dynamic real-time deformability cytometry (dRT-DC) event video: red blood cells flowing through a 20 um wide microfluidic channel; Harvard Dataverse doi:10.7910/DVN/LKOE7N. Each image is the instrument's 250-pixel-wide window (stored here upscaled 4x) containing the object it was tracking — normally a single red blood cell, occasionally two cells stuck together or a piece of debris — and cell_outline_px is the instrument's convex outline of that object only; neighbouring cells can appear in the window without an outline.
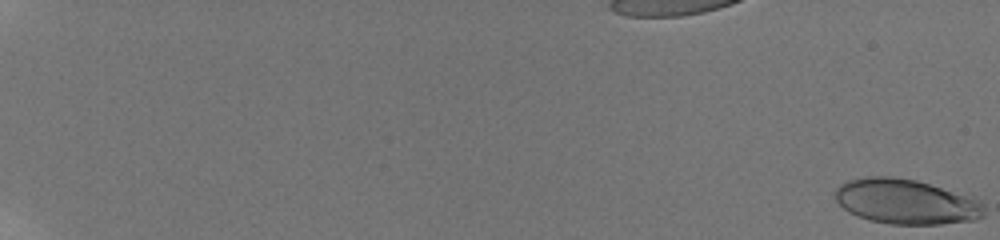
{"species": "human", "species_latin": "Homo sapiens", "temperature_condition": "room temperature", "stored_images_in_passage": 59, "camera_frame_rate_fps": 3000, "um_per_image_px": 0.085, "donor": {"sex": "male"}, "frame": {"image": 1, "passage_image": 1, "time_ms": 0.0, "image_size_px": [1000, 240], "cell_outline_px": [[984, 216], [976, 220], [940, 224], [888, 224], [868, 220], [848, 212], [836, 200], [836, 188], [840, 184], [848, 180], [868, 176], [892, 176], [916, 180], [972, 196], [980, 200], [984, 204]], "centroid_in_image_um": [77.03, 17.14], "position_along_channel_um": 8.0, "area_um2": 39.3}}
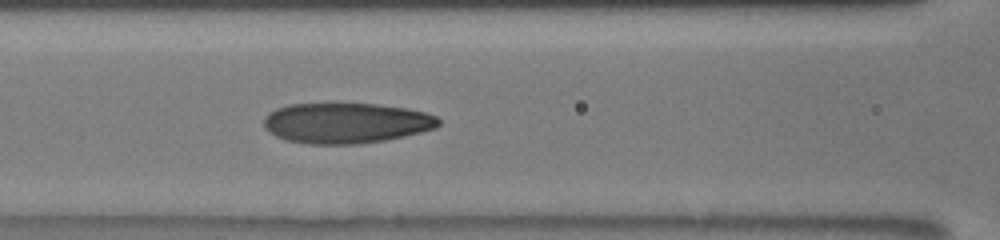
{"frame": {"image": 2, "passage_image": 31, "time_ms": 10.0, "image_size_px": [1000, 240], "cell_outline_px": [[440, 124], [436, 128], [404, 136], [384, 140], [356, 144], [308, 144], [288, 140], [276, 136], [268, 132], [264, 128], [264, 116], [268, 112], [276, 108], [288, 104], [376, 104], [408, 108], [424, 112], [436, 116], [440, 120]], "centroid_in_image_um": [29.4, 10.45], "position_along_channel_um": 137.2, "area_um2": 41.27}}
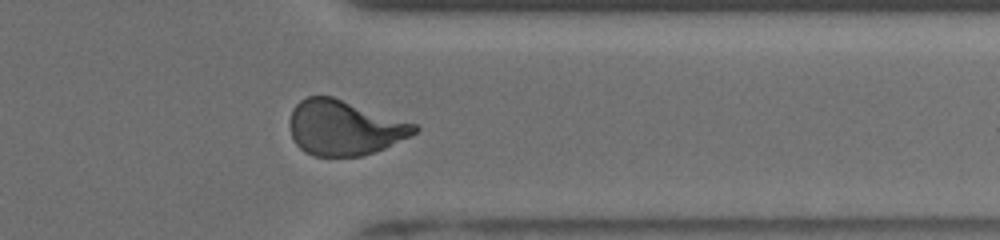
{"frame": {"image": 3, "passage_image": 50, "time_ms": 16.333, "image_size_px": [1000, 240], "cell_outline_px": [[420, 128], [412, 136], [384, 148], [360, 156], [312, 156], [304, 152], [296, 144], [292, 136], [288, 124], [292, 108], [300, 100], [308, 96], [332, 96], [416, 124]], "centroid_in_image_um": [29.24, 10.86], "position_along_channel_um": 382.2, "area_um2": 40.0}, "authors_computed_cell_mechanics": {"area_um2": 39.4774, "velocity_mm_per_s": 3.8797, "shape_relaxation_time_tau1_ms": 6.9282, "shape_relaxation_time_tau2_ms": 0.9994, "deformation_change_tau1": 0.2336, "deformation_change_tau2": 0.078}}